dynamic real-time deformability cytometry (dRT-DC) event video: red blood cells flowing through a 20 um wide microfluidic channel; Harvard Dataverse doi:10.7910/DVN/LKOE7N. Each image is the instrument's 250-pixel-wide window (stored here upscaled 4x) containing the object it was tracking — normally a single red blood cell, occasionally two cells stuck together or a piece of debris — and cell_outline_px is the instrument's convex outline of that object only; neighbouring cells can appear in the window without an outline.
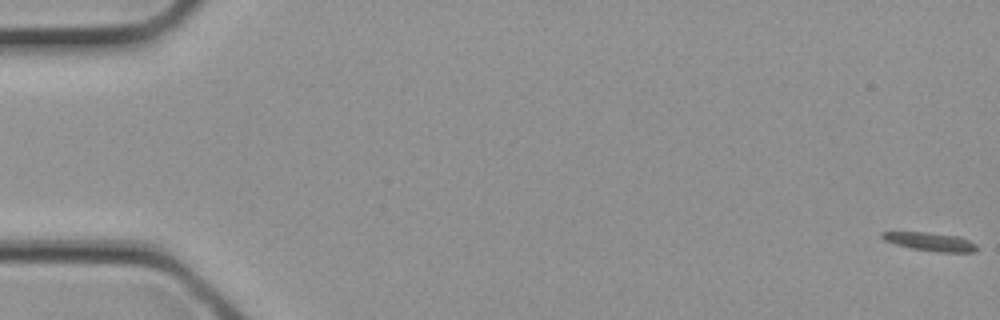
{"species": "common noctule bat (a hibernating species)", "species_latin": "Nyctalus noctula", "temperature_condition": "cold", "stored_images_in_passage": 3, "segment_of_instrument_passage": [2, 2], "camera_frame_rate_fps": 3000, "um_per_image_px": 0.085, "animal": {"sex": "female", "body_mass_g": 21.9}, "frame": {"image": 1, "passage_image": 3, "time_ms": 0.667, "image_size_px": [1000, 320], "cell_outline_px": [[976, 252], [936, 252], [912, 248], [896, 244], [884, 240], [880, 236], [880, 232], [924, 232], [960, 236], [976, 244]], "centroid_in_image_um": [79.08, 20.54], "position_along_channel_um": 5.9, "area_um2": 10.12}}